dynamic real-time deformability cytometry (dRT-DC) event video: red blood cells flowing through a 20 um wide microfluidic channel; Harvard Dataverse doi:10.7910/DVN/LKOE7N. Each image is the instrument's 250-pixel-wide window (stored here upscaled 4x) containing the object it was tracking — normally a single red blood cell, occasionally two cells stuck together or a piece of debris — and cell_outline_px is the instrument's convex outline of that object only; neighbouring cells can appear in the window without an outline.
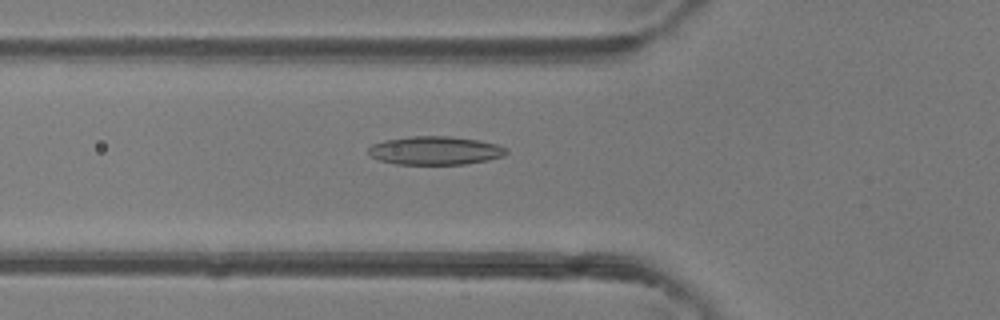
{"species": "common noctule bat (a hibernating species)", "species_latin": "Nyctalus noctula", "temperature_condition": "room temperature", "stored_images_in_passage": 32, "camera_frame_rate_fps": 3000, "um_per_image_px": 0.085, "animal": {"sex": "female"}, "frame": {"image": 1, "passage_image": 2, "time_ms": 0.333, "image_size_px": [1000, 320], "cell_outline_px": [[508, 152], [504, 156], [488, 160], [464, 164], [396, 164], [380, 160], [372, 156], [368, 152], [368, 148], [372, 144], [384, 140], [412, 136], [452, 136], [476, 140], [496, 144], [508, 148]], "centroid_in_image_um": [37.0, 12.79], "position_along_channel_um": 88.8, "area_um2": 22.83}}
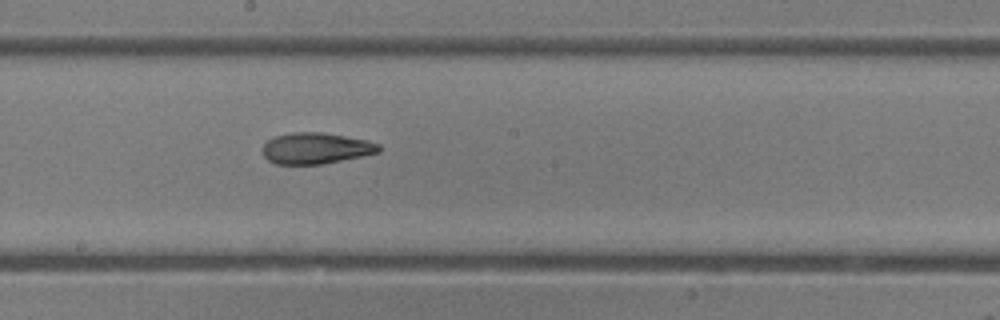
{"frame": {"image": 2, "passage_image": 11, "time_ms": 3.333, "image_size_px": [1000, 320], "cell_outline_px": [[380, 152], [364, 156], [320, 164], [276, 164], [268, 160], [264, 156], [264, 144], [268, 140], [276, 136], [292, 132], [320, 132], [368, 140], [380, 144]], "centroid_in_image_um": [26.88, 12.6], "position_along_channel_um": 221.3, "area_um2": 20.98}}
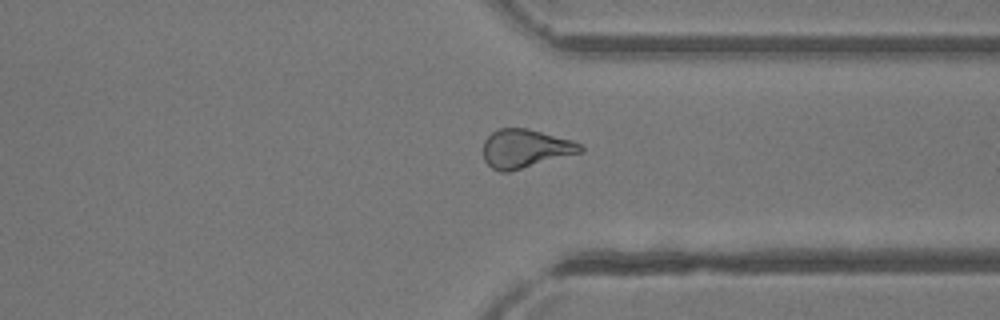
{"frame": {"image": 3, "passage_image": 21, "time_ms": 6.667, "image_size_px": [1000, 320], "cell_outline_px": [[584, 152], [508, 172], [500, 172], [492, 168], [484, 160], [484, 140], [492, 132], [500, 128], [528, 128], [572, 140], [584, 144]], "centroid_in_image_um": [44.69, 12.63], "position_along_channel_um": 366.7, "area_um2": 22.02}}